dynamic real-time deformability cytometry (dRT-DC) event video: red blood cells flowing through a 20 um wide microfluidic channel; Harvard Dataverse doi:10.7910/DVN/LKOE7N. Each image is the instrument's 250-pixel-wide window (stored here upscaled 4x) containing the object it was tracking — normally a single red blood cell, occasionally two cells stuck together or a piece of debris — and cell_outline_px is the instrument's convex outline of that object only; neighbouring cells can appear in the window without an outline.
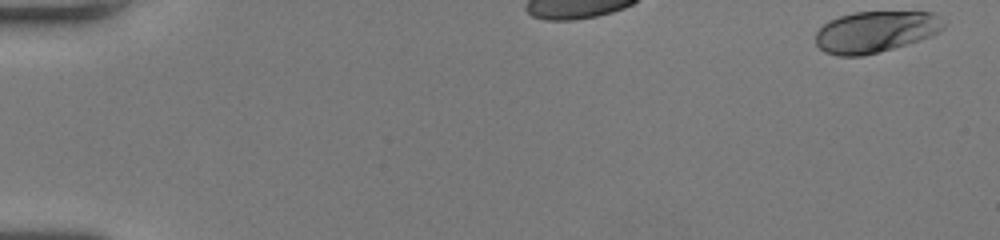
{"species": "human", "species_latin": "Homo sapiens", "temperature_condition": "room temperature", "stored_images_in_passage": 33, "camera_frame_rate_fps": 3000, "um_per_image_px": 0.085, "donor": {"sex": "female"}, "frame": {"image": 1, "passage_image": 1, "time_ms": 0.0, "image_size_px": [1000, 240], "cell_outline_px": [[944, 28], [920, 40], [892, 48], [860, 56], [836, 56], [824, 52], [816, 44], [816, 32], [828, 20], [852, 12], [932, 12], [944, 24]], "centroid_in_image_um": [74.35, 2.7], "position_along_channel_um": 10.7, "area_um2": 30.46}}
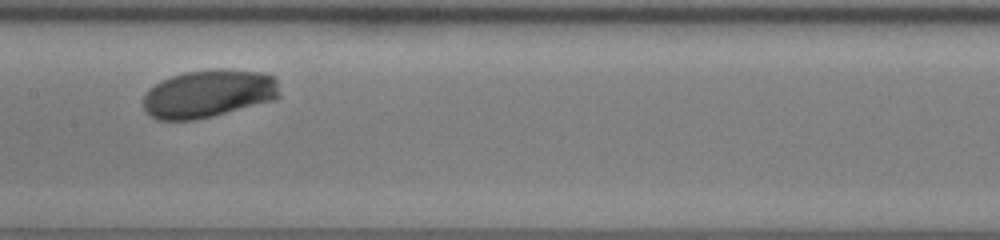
{"frame": {"image": 2, "passage_image": 18, "time_ms": 5.667, "image_size_px": [1000, 240], "cell_outline_px": [[280, 96], [276, 100], [212, 116], [192, 120], [156, 120], [148, 116], [144, 108], [144, 92], [148, 88], [172, 76], [184, 72], [212, 68], [224, 68], [264, 72], [276, 76]], "centroid_in_image_um": [17.75, 7.95], "position_along_channel_um": 189.7, "area_um2": 38.67}}
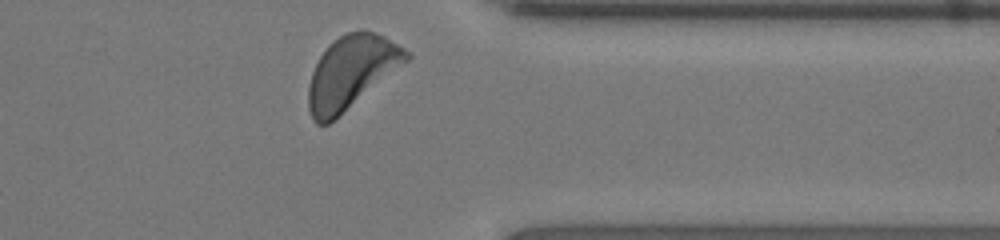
{"frame": {"image": 3, "passage_image": 33, "time_ms": 10.667, "image_size_px": [1000, 240], "cell_outline_px": [[412, 56], [408, 60], [328, 124], [316, 124], [312, 120], [308, 108], [308, 88], [312, 72], [320, 56], [328, 44], [340, 36], [348, 32], [364, 28], [376, 32], [384, 36], [412, 52]], "centroid_in_image_um": [29.85, 6.1], "position_along_channel_um": 381.6, "area_um2": 41.15}, "authors_computed_cell_mechanics": {"area_um2": 37.9746, "velocity_mm_per_s": 3.9342, "shape_relaxation_time_tau1_ms": 2.4027, "shape_relaxation_time_tau2_ms": null, "deformation_change_tau1": 0.1288, "deformation_change_tau2": null}}